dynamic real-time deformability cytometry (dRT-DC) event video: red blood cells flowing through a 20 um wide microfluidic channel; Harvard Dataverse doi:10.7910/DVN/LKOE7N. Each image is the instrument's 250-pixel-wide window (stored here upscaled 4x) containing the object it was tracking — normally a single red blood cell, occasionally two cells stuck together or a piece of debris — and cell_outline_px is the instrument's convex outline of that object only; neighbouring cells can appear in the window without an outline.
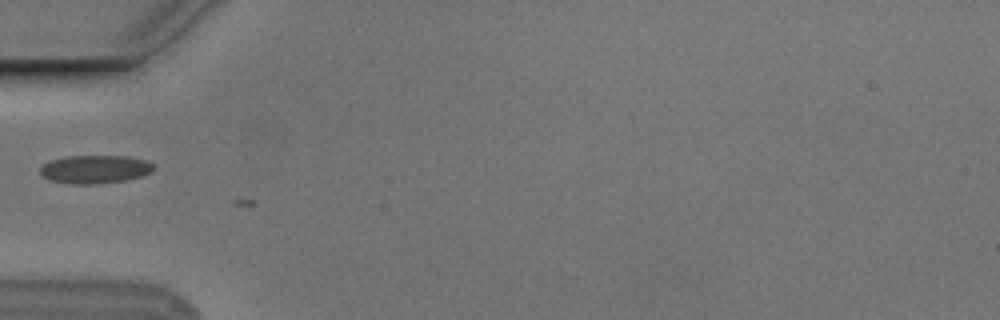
{"species": "Egyptian fruit bat (a non-hibernating species)", "species_latin": "Rousettus aegyptiacus", "temperature_condition": "cold", "stored_images_in_passage": 24, "camera_frame_rate_fps": 3000, "um_per_image_px": 0.085, "animal": {"sex": "male"}, "frame": {"image": 1, "passage_image": 15, "time_ms": 4.667, "image_size_px": [1000, 320], "cell_outline_px": [[156, 168], [140, 176], [124, 180], [96, 184], [68, 184], [48, 180], [40, 172], [40, 168], [44, 164], [52, 160], [64, 156], [124, 156], [148, 160]], "centroid_in_image_um": [8.04, 14.39], "position_along_channel_um": 77.0, "area_um2": 18.61}}
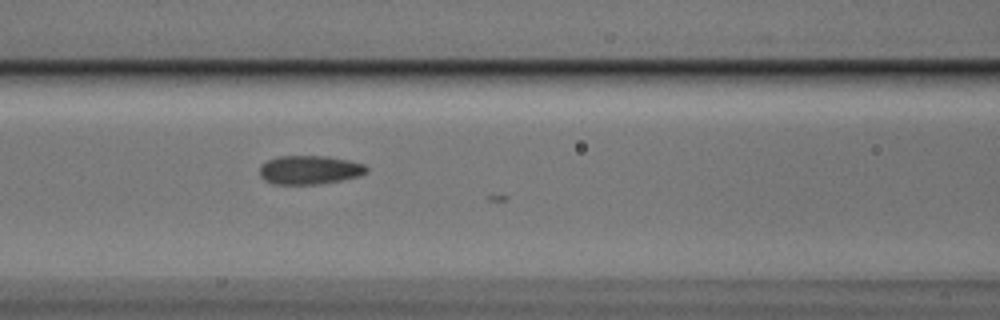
{"frame": {"image": 2, "passage_image": 20, "time_ms": 6.333, "image_size_px": [1000, 320], "cell_outline_px": [[368, 172], [360, 176], [340, 180], [316, 184], [276, 184], [264, 180], [260, 176], [260, 164], [276, 156], [328, 156], [348, 160], [364, 164], [368, 168]], "centroid_in_image_um": [26.31, 14.43], "position_along_channel_um": 140.3, "area_um2": 17.98}}
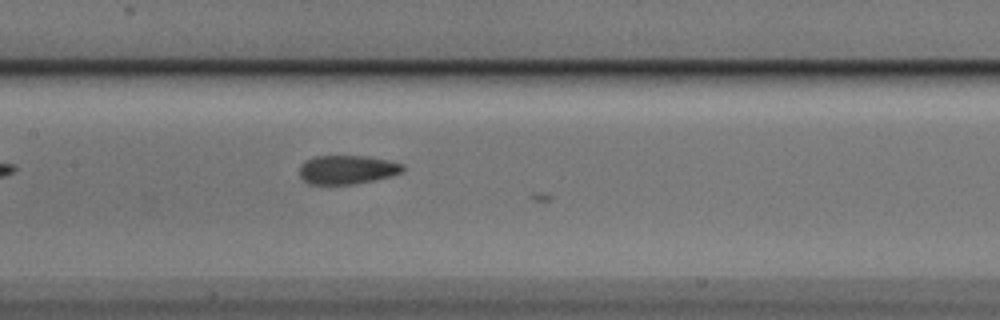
{"frame": {"image": 3, "passage_image": 23, "time_ms": 7.333, "image_size_px": [1000, 320], "cell_outline_px": [[404, 172], [356, 184], [308, 184], [300, 176], [300, 164], [304, 160], [316, 156], [368, 156], [388, 160], [404, 164]], "centroid_in_image_um": [29.5, 14.41], "position_along_channel_um": 177.9, "area_um2": 17.4}}